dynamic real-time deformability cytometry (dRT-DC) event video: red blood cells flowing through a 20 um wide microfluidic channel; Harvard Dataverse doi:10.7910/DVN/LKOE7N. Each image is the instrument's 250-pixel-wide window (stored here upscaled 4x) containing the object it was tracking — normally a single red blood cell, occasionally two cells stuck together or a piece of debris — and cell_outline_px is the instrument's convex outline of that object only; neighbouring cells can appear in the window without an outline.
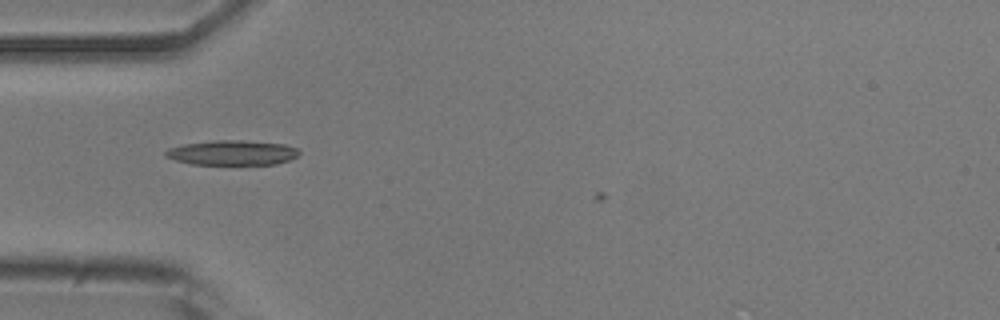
{"species": "common noctule bat (a hibernating species)", "species_latin": "Nyctalus noctula", "temperature_condition": "room temperature", "stored_images_in_passage": 5, "camera_frame_rate_fps": 3000, "um_per_image_px": 0.085, "animal": {"sex": "male", "body_mass_g": 20.5, "forearm_length_mm": 52.5}, "frame": {"image": 1, "passage_image": 2, "time_ms": 0.333, "image_size_px": [1000, 320], "cell_outline_px": [[300, 152], [296, 156], [288, 160], [276, 164], [192, 164], [176, 160], [164, 156], [164, 152], [168, 148], [184, 144], [212, 140], [240, 140], [284, 144], [296, 148]], "centroid_in_image_um": [19.7, 12.97], "position_along_channel_um": 65.3, "area_um2": 19.19}}
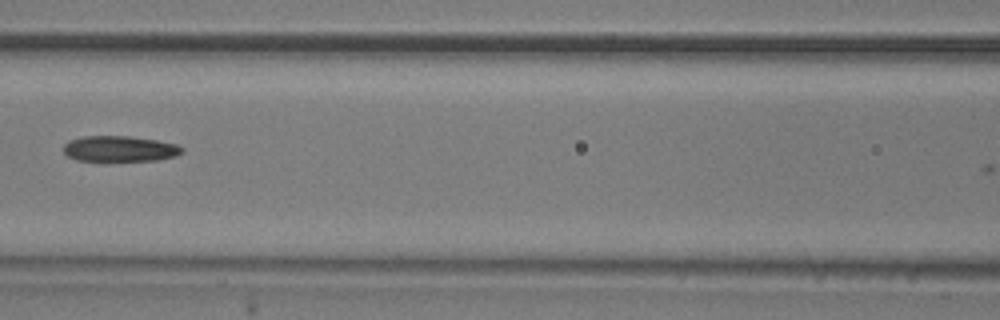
{"frame": {"image": 2, "passage_image": 4, "time_ms": 1.0, "image_size_px": [1000, 320], "cell_outline_px": [[184, 152], [176, 156], [156, 160], [76, 160], [68, 156], [64, 152], [64, 144], [68, 140], [84, 136], [128, 136], [156, 140], [176, 144], [184, 148]], "centroid_in_image_um": [10.18, 12.63], "position_along_channel_um": 156.4, "area_um2": 17.63}}
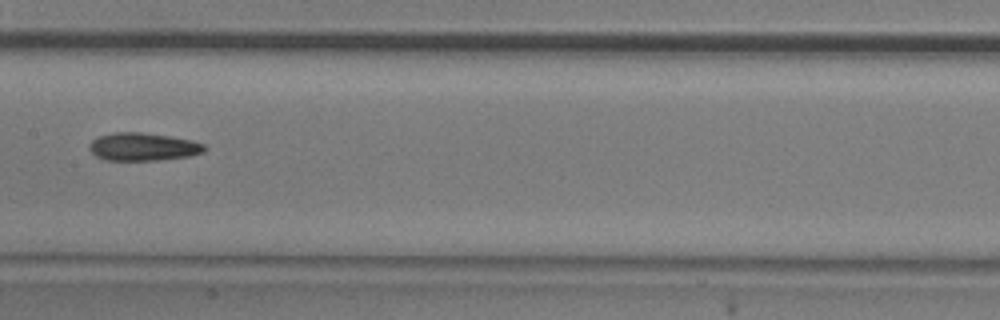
{"frame": {"image": 3, "passage_image": 5, "time_ms": 1.333, "image_size_px": [1000, 320], "cell_outline_px": [[208, 148], [204, 152], [188, 156], [160, 160], [104, 160], [96, 156], [88, 148], [88, 144], [92, 140], [100, 136], [116, 132], [140, 132], [168, 136], [192, 140], [204, 144]], "centroid_in_image_um": [12.16, 12.48], "position_along_channel_um": 195.2, "area_um2": 18.73}}